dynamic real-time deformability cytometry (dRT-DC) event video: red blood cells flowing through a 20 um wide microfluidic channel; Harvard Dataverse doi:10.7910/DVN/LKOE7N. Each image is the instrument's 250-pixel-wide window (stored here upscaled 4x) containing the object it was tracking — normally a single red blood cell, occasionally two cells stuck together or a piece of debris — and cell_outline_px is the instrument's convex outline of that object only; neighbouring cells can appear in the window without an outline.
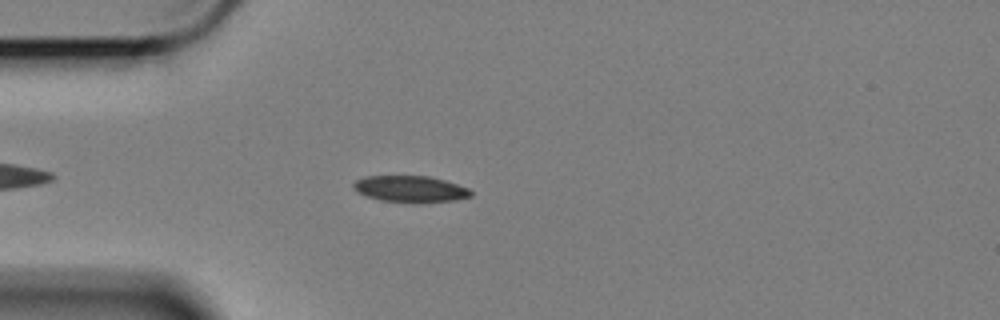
{"species": "Egyptian fruit bat (a non-hibernating species)", "species_latin": "Rousettus aegyptiacus", "temperature_condition": "cold", "stored_images_in_passage": 22, "camera_frame_rate_fps": 3000, "um_per_image_px": 0.085, "animal": {"sex": "female"}, "frame": {"image": 1, "passage_image": 3, "time_ms": 0.667, "image_size_px": [1000, 320], "cell_outline_px": [[472, 196], [456, 200], [416, 204], [380, 200], [356, 192], [352, 188], [352, 184], [356, 180], [364, 176], [428, 176], [444, 180], [468, 188], [472, 192]], "centroid_in_image_um": [34.86, 16.08], "position_along_channel_um": 50.1, "area_um2": 18.38}}
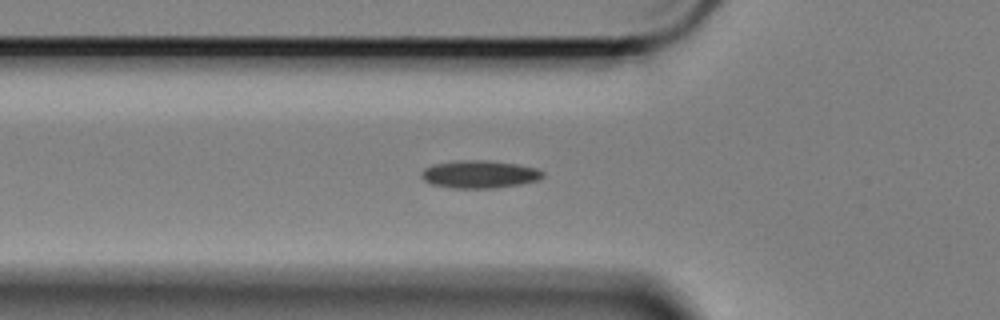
{"frame": {"image": 2, "passage_image": 7, "time_ms": 2.0, "image_size_px": [1000, 320], "cell_outline_px": [[544, 176], [536, 180], [520, 184], [496, 188], [452, 188], [432, 184], [424, 180], [420, 176], [420, 172], [424, 168], [432, 164], [456, 160], [484, 160], [516, 164], [536, 168], [544, 172]], "centroid_in_image_um": [40.71, 14.81], "position_along_channel_um": 85.1, "area_um2": 19.65}}
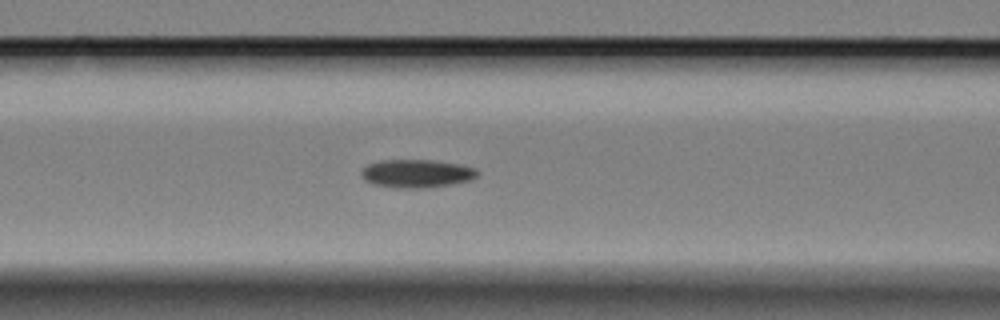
{"frame": {"image": 3, "passage_image": 11, "time_ms": 3.333, "image_size_px": [1000, 320], "cell_outline_px": [[480, 172], [472, 180], [452, 184], [424, 188], [396, 188], [372, 184], [364, 180], [360, 172], [368, 164], [380, 160], [432, 160], [460, 164], [476, 168]], "centroid_in_image_um": [35.43, 14.75], "position_along_channel_um": 131.2, "area_um2": 19.25}}